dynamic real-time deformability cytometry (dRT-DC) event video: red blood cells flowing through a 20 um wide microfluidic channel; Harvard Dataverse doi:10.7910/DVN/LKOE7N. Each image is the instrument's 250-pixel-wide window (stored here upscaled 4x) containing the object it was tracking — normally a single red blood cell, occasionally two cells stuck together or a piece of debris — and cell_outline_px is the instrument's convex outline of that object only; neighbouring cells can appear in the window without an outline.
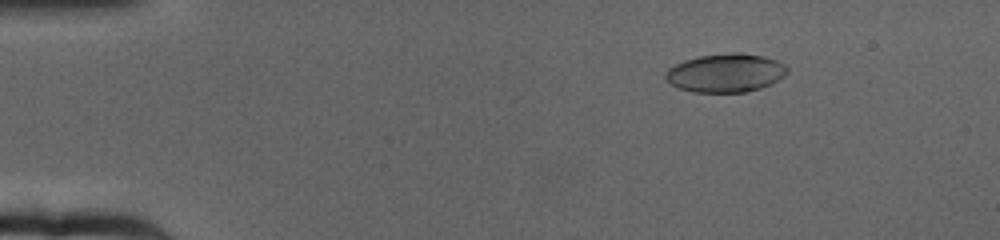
{"species": "human", "species_latin": "Homo sapiens", "temperature_condition": "cold", "stored_images_in_passage": 65, "camera_frame_rate_fps": 3000, "um_per_image_px": 0.085, "donor": {"sex": "female"}, "frame": {"image": 1, "passage_image": 10, "time_ms": 3.0, "image_size_px": [1000, 240], "cell_outline_px": [[788, 72], [784, 76], [772, 84], [760, 88], [744, 92], [692, 92], [676, 88], [664, 80], [664, 76], [668, 68], [684, 60], [700, 56], [732, 52], [740, 52], [764, 56], [776, 60], [784, 64], [788, 68]], "centroid_in_image_um": [61.66, 6.2], "position_along_channel_um": 23.3, "area_um2": 27.63}}
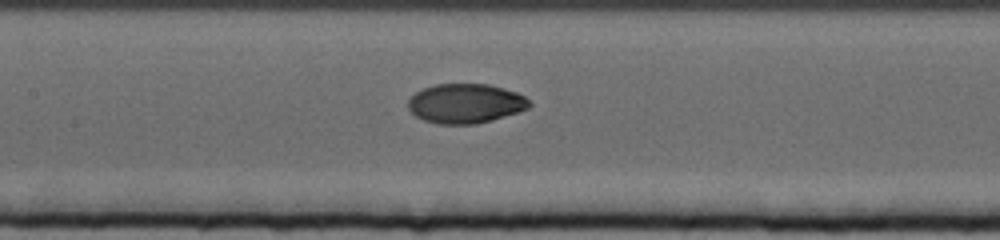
{"frame": {"image": 2, "passage_image": 32, "time_ms": 10.333, "image_size_px": [1000, 240], "cell_outline_px": [[532, 104], [528, 108], [492, 120], [476, 124], [436, 124], [424, 120], [416, 116], [408, 108], [408, 100], [416, 92], [424, 88], [436, 84], [488, 84], [504, 88], [516, 92], [524, 96]], "centroid_in_image_um": [39.56, 8.79], "position_along_channel_um": 167.8, "area_um2": 27.8}}
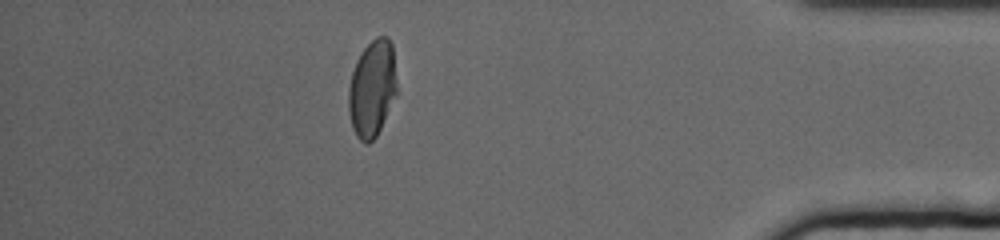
{"frame": {"image": 3, "passage_image": 58, "time_ms": 19.0, "image_size_px": [1000, 240], "cell_outline_px": [[396, 92], [380, 128], [376, 136], [368, 144], [364, 144], [356, 136], [352, 128], [348, 112], [348, 88], [352, 72], [356, 60], [360, 52], [376, 36], [388, 36], [392, 44], [396, 80]], "centroid_in_image_um": [31.6, 7.51], "position_along_channel_um": 403.6, "area_um2": 27.17}, "authors_computed_cell_mechanics": {"area_um2": 27.8018, "velocity_mm_per_s": 3.1605, "shape_relaxation_time_tau1_ms": 4.4348, "shape_relaxation_time_tau2_ms": null, "deformation_change_tau1": 0.1859, "deformation_change_tau2": null}}